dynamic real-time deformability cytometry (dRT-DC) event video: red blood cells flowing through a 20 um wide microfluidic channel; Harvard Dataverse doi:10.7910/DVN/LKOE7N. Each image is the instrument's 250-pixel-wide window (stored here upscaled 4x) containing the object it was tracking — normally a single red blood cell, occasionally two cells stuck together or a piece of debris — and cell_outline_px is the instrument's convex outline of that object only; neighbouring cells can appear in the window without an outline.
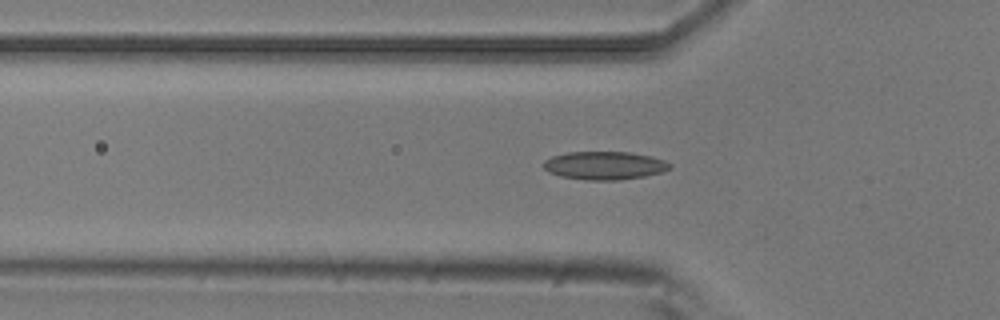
{"species": "common noctule bat (a hibernating species)", "species_latin": "Nyctalus noctula", "temperature_condition": "room temperature", "stored_images_in_passage": 3, "camera_frame_rate_fps": 3000, "um_per_image_px": 0.085, "animal": {"sex": "male", "body_mass_g": 20.5, "forearm_length_mm": 52.5}, "frame": {"image": 1, "passage_image": 3, "time_ms": 0.667, "image_size_px": [1000, 320], "cell_outline_px": [[672, 168], [664, 172], [644, 176], [616, 180], [588, 180], [560, 176], [548, 172], [544, 168], [544, 160], [552, 156], [568, 152], [632, 152], [652, 156], [664, 160], [672, 164]], "centroid_in_image_um": [51.42, 14.06], "position_along_channel_um": 74.4, "area_um2": 20.87}}